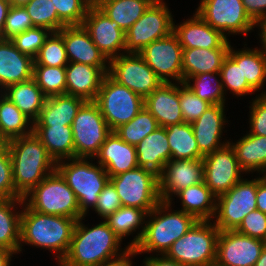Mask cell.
Returning <instances> with one entry per match:
<instances>
[{
    "label": "cell",
    "mask_w": 266,
    "mask_h": 266,
    "mask_svg": "<svg viewBox=\"0 0 266 266\" xmlns=\"http://www.w3.org/2000/svg\"><path fill=\"white\" fill-rule=\"evenodd\" d=\"M11 6H25L30 0H8Z\"/></svg>",
    "instance_id": "cell-62"
},
{
    "label": "cell",
    "mask_w": 266,
    "mask_h": 266,
    "mask_svg": "<svg viewBox=\"0 0 266 266\" xmlns=\"http://www.w3.org/2000/svg\"><path fill=\"white\" fill-rule=\"evenodd\" d=\"M90 6L97 5L98 0H85Z\"/></svg>",
    "instance_id": "cell-63"
},
{
    "label": "cell",
    "mask_w": 266,
    "mask_h": 266,
    "mask_svg": "<svg viewBox=\"0 0 266 266\" xmlns=\"http://www.w3.org/2000/svg\"><path fill=\"white\" fill-rule=\"evenodd\" d=\"M254 266H266V247L263 248L260 257Z\"/></svg>",
    "instance_id": "cell-61"
},
{
    "label": "cell",
    "mask_w": 266,
    "mask_h": 266,
    "mask_svg": "<svg viewBox=\"0 0 266 266\" xmlns=\"http://www.w3.org/2000/svg\"><path fill=\"white\" fill-rule=\"evenodd\" d=\"M229 144L235 151L240 168L244 172L266 171V137L247 133L236 143Z\"/></svg>",
    "instance_id": "cell-32"
},
{
    "label": "cell",
    "mask_w": 266,
    "mask_h": 266,
    "mask_svg": "<svg viewBox=\"0 0 266 266\" xmlns=\"http://www.w3.org/2000/svg\"><path fill=\"white\" fill-rule=\"evenodd\" d=\"M196 13L226 38L228 34L247 35L255 26L242 0H201Z\"/></svg>",
    "instance_id": "cell-14"
},
{
    "label": "cell",
    "mask_w": 266,
    "mask_h": 266,
    "mask_svg": "<svg viewBox=\"0 0 266 266\" xmlns=\"http://www.w3.org/2000/svg\"><path fill=\"white\" fill-rule=\"evenodd\" d=\"M203 161L204 183L216 196L229 191L242 179L241 173L244 171L230 144L205 155Z\"/></svg>",
    "instance_id": "cell-16"
},
{
    "label": "cell",
    "mask_w": 266,
    "mask_h": 266,
    "mask_svg": "<svg viewBox=\"0 0 266 266\" xmlns=\"http://www.w3.org/2000/svg\"><path fill=\"white\" fill-rule=\"evenodd\" d=\"M224 107L225 105H211L197 120L191 123L199 152L203 156L229 144V141L220 142L224 124L228 123L224 119Z\"/></svg>",
    "instance_id": "cell-23"
},
{
    "label": "cell",
    "mask_w": 266,
    "mask_h": 266,
    "mask_svg": "<svg viewBox=\"0 0 266 266\" xmlns=\"http://www.w3.org/2000/svg\"><path fill=\"white\" fill-rule=\"evenodd\" d=\"M155 0H98L97 7L126 32Z\"/></svg>",
    "instance_id": "cell-35"
},
{
    "label": "cell",
    "mask_w": 266,
    "mask_h": 266,
    "mask_svg": "<svg viewBox=\"0 0 266 266\" xmlns=\"http://www.w3.org/2000/svg\"><path fill=\"white\" fill-rule=\"evenodd\" d=\"M58 33L63 37L68 62L109 66L110 61H107L108 59L93 43L83 25L64 26Z\"/></svg>",
    "instance_id": "cell-20"
},
{
    "label": "cell",
    "mask_w": 266,
    "mask_h": 266,
    "mask_svg": "<svg viewBox=\"0 0 266 266\" xmlns=\"http://www.w3.org/2000/svg\"><path fill=\"white\" fill-rule=\"evenodd\" d=\"M250 108L249 134L266 137V93L253 99Z\"/></svg>",
    "instance_id": "cell-53"
},
{
    "label": "cell",
    "mask_w": 266,
    "mask_h": 266,
    "mask_svg": "<svg viewBox=\"0 0 266 266\" xmlns=\"http://www.w3.org/2000/svg\"><path fill=\"white\" fill-rule=\"evenodd\" d=\"M230 46L229 39H227L219 48L183 49V83L191 76L220 72L222 63L228 55Z\"/></svg>",
    "instance_id": "cell-28"
},
{
    "label": "cell",
    "mask_w": 266,
    "mask_h": 266,
    "mask_svg": "<svg viewBox=\"0 0 266 266\" xmlns=\"http://www.w3.org/2000/svg\"><path fill=\"white\" fill-rule=\"evenodd\" d=\"M86 102L81 97L61 94L46 97L33 127L72 126L80 107Z\"/></svg>",
    "instance_id": "cell-27"
},
{
    "label": "cell",
    "mask_w": 266,
    "mask_h": 266,
    "mask_svg": "<svg viewBox=\"0 0 266 266\" xmlns=\"http://www.w3.org/2000/svg\"><path fill=\"white\" fill-rule=\"evenodd\" d=\"M111 131L130 122L144 107V99L119 84L108 73L94 100Z\"/></svg>",
    "instance_id": "cell-8"
},
{
    "label": "cell",
    "mask_w": 266,
    "mask_h": 266,
    "mask_svg": "<svg viewBox=\"0 0 266 266\" xmlns=\"http://www.w3.org/2000/svg\"><path fill=\"white\" fill-rule=\"evenodd\" d=\"M2 91L4 92L2 94L12 101L33 123L38 119L46 96L33 78L12 84Z\"/></svg>",
    "instance_id": "cell-31"
},
{
    "label": "cell",
    "mask_w": 266,
    "mask_h": 266,
    "mask_svg": "<svg viewBox=\"0 0 266 266\" xmlns=\"http://www.w3.org/2000/svg\"><path fill=\"white\" fill-rule=\"evenodd\" d=\"M122 207L119 195L113 183L109 180L98 196V201L94 211L104 218V220Z\"/></svg>",
    "instance_id": "cell-52"
},
{
    "label": "cell",
    "mask_w": 266,
    "mask_h": 266,
    "mask_svg": "<svg viewBox=\"0 0 266 266\" xmlns=\"http://www.w3.org/2000/svg\"><path fill=\"white\" fill-rule=\"evenodd\" d=\"M13 254V251L0 247V266H10Z\"/></svg>",
    "instance_id": "cell-60"
},
{
    "label": "cell",
    "mask_w": 266,
    "mask_h": 266,
    "mask_svg": "<svg viewBox=\"0 0 266 266\" xmlns=\"http://www.w3.org/2000/svg\"><path fill=\"white\" fill-rule=\"evenodd\" d=\"M138 167L147 168L159 175L171 160L166 128L159 127L147 135L137 146Z\"/></svg>",
    "instance_id": "cell-29"
},
{
    "label": "cell",
    "mask_w": 266,
    "mask_h": 266,
    "mask_svg": "<svg viewBox=\"0 0 266 266\" xmlns=\"http://www.w3.org/2000/svg\"><path fill=\"white\" fill-rule=\"evenodd\" d=\"M241 72L248 85L256 92L264 86L266 79V52L261 49L241 51Z\"/></svg>",
    "instance_id": "cell-42"
},
{
    "label": "cell",
    "mask_w": 266,
    "mask_h": 266,
    "mask_svg": "<svg viewBox=\"0 0 266 266\" xmlns=\"http://www.w3.org/2000/svg\"><path fill=\"white\" fill-rule=\"evenodd\" d=\"M23 199L31 210L42 214L76 220L83 217L75 193L57 170L45 177Z\"/></svg>",
    "instance_id": "cell-6"
},
{
    "label": "cell",
    "mask_w": 266,
    "mask_h": 266,
    "mask_svg": "<svg viewBox=\"0 0 266 266\" xmlns=\"http://www.w3.org/2000/svg\"><path fill=\"white\" fill-rule=\"evenodd\" d=\"M122 206L143 209L147 213L161 201L158 175L147 168L133 170L110 177Z\"/></svg>",
    "instance_id": "cell-9"
},
{
    "label": "cell",
    "mask_w": 266,
    "mask_h": 266,
    "mask_svg": "<svg viewBox=\"0 0 266 266\" xmlns=\"http://www.w3.org/2000/svg\"><path fill=\"white\" fill-rule=\"evenodd\" d=\"M220 77L223 90L227 89L236 96H245L255 92L247 83L246 78H243L241 72V51L233 50L230 46L228 55L225 57L220 69Z\"/></svg>",
    "instance_id": "cell-39"
},
{
    "label": "cell",
    "mask_w": 266,
    "mask_h": 266,
    "mask_svg": "<svg viewBox=\"0 0 266 266\" xmlns=\"http://www.w3.org/2000/svg\"><path fill=\"white\" fill-rule=\"evenodd\" d=\"M109 177L138 167L136 147L123 141L112 131L95 156Z\"/></svg>",
    "instance_id": "cell-24"
},
{
    "label": "cell",
    "mask_w": 266,
    "mask_h": 266,
    "mask_svg": "<svg viewBox=\"0 0 266 266\" xmlns=\"http://www.w3.org/2000/svg\"><path fill=\"white\" fill-rule=\"evenodd\" d=\"M82 25L108 61L126 53L125 32L96 5L89 6ZM120 50L124 52L121 53Z\"/></svg>",
    "instance_id": "cell-18"
},
{
    "label": "cell",
    "mask_w": 266,
    "mask_h": 266,
    "mask_svg": "<svg viewBox=\"0 0 266 266\" xmlns=\"http://www.w3.org/2000/svg\"><path fill=\"white\" fill-rule=\"evenodd\" d=\"M33 79L46 97L66 94V67L33 65Z\"/></svg>",
    "instance_id": "cell-43"
},
{
    "label": "cell",
    "mask_w": 266,
    "mask_h": 266,
    "mask_svg": "<svg viewBox=\"0 0 266 266\" xmlns=\"http://www.w3.org/2000/svg\"><path fill=\"white\" fill-rule=\"evenodd\" d=\"M58 18L66 25H82L89 4L85 0H52Z\"/></svg>",
    "instance_id": "cell-48"
},
{
    "label": "cell",
    "mask_w": 266,
    "mask_h": 266,
    "mask_svg": "<svg viewBox=\"0 0 266 266\" xmlns=\"http://www.w3.org/2000/svg\"><path fill=\"white\" fill-rule=\"evenodd\" d=\"M203 159L169 160L158 175L161 201L172 203L173 194L204 182Z\"/></svg>",
    "instance_id": "cell-19"
},
{
    "label": "cell",
    "mask_w": 266,
    "mask_h": 266,
    "mask_svg": "<svg viewBox=\"0 0 266 266\" xmlns=\"http://www.w3.org/2000/svg\"><path fill=\"white\" fill-rule=\"evenodd\" d=\"M22 198L13 181L12 163L6 143L0 144V199Z\"/></svg>",
    "instance_id": "cell-50"
},
{
    "label": "cell",
    "mask_w": 266,
    "mask_h": 266,
    "mask_svg": "<svg viewBox=\"0 0 266 266\" xmlns=\"http://www.w3.org/2000/svg\"><path fill=\"white\" fill-rule=\"evenodd\" d=\"M10 7L11 5L8 0H0V39H2L5 20Z\"/></svg>",
    "instance_id": "cell-58"
},
{
    "label": "cell",
    "mask_w": 266,
    "mask_h": 266,
    "mask_svg": "<svg viewBox=\"0 0 266 266\" xmlns=\"http://www.w3.org/2000/svg\"><path fill=\"white\" fill-rule=\"evenodd\" d=\"M179 86V103L182 110L184 122L192 123L197 120L209 106L210 103L200 99L185 83Z\"/></svg>",
    "instance_id": "cell-46"
},
{
    "label": "cell",
    "mask_w": 266,
    "mask_h": 266,
    "mask_svg": "<svg viewBox=\"0 0 266 266\" xmlns=\"http://www.w3.org/2000/svg\"><path fill=\"white\" fill-rule=\"evenodd\" d=\"M51 31L43 27H32L19 35H16L11 41L16 48L33 59L38 55L40 48Z\"/></svg>",
    "instance_id": "cell-47"
},
{
    "label": "cell",
    "mask_w": 266,
    "mask_h": 266,
    "mask_svg": "<svg viewBox=\"0 0 266 266\" xmlns=\"http://www.w3.org/2000/svg\"><path fill=\"white\" fill-rule=\"evenodd\" d=\"M257 210L266 214V178L258 177L257 195H256Z\"/></svg>",
    "instance_id": "cell-56"
},
{
    "label": "cell",
    "mask_w": 266,
    "mask_h": 266,
    "mask_svg": "<svg viewBox=\"0 0 266 266\" xmlns=\"http://www.w3.org/2000/svg\"><path fill=\"white\" fill-rule=\"evenodd\" d=\"M66 160L69 162L66 163ZM88 160L89 158H70L65 159V162H56V170L75 193L83 217L86 216L89 207H96L99 194L110 180L100 164L95 165Z\"/></svg>",
    "instance_id": "cell-5"
},
{
    "label": "cell",
    "mask_w": 266,
    "mask_h": 266,
    "mask_svg": "<svg viewBox=\"0 0 266 266\" xmlns=\"http://www.w3.org/2000/svg\"><path fill=\"white\" fill-rule=\"evenodd\" d=\"M10 153L15 191L26 196L45 177L56 170V162L32 132L6 142Z\"/></svg>",
    "instance_id": "cell-1"
},
{
    "label": "cell",
    "mask_w": 266,
    "mask_h": 266,
    "mask_svg": "<svg viewBox=\"0 0 266 266\" xmlns=\"http://www.w3.org/2000/svg\"><path fill=\"white\" fill-rule=\"evenodd\" d=\"M137 254L138 252L135 248L126 246L121 255L106 260L99 266H132L133 261H131V258Z\"/></svg>",
    "instance_id": "cell-55"
},
{
    "label": "cell",
    "mask_w": 266,
    "mask_h": 266,
    "mask_svg": "<svg viewBox=\"0 0 266 266\" xmlns=\"http://www.w3.org/2000/svg\"><path fill=\"white\" fill-rule=\"evenodd\" d=\"M207 266H220V265H218V264L215 262V263L209 264V265H207Z\"/></svg>",
    "instance_id": "cell-64"
},
{
    "label": "cell",
    "mask_w": 266,
    "mask_h": 266,
    "mask_svg": "<svg viewBox=\"0 0 266 266\" xmlns=\"http://www.w3.org/2000/svg\"><path fill=\"white\" fill-rule=\"evenodd\" d=\"M171 160L203 159L191 123L182 122L166 127Z\"/></svg>",
    "instance_id": "cell-37"
},
{
    "label": "cell",
    "mask_w": 266,
    "mask_h": 266,
    "mask_svg": "<svg viewBox=\"0 0 266 266\" xmlns=\"http://www.w3.org/2000/svg\"><path fill=\"white\" fill-rule=\"evenodd\" d=\"M220 72L203 73L189 77L184 83L188 86L200 99H203L211 105H224L225 92L223 90ZM194 81L192 84L190 81Z\"/></svg>",
    "instance_id": "cell-40"
},
{
    "label": "cell",
    "mask_w": 266,
    "mask_h": 266,
    "mask_svg": "<svg viewBox=\"0 0 266 266\" xmlns=\"http://www.w3.org/2000/svg\"><path fill=\"white\" fill-rule=\"evenodd\" d=\"M242 3L246 13L254 22L266 15V0H242Z\"/></svg>",
    "instance_id": "cell-54"
},
{
    "label": "cell",
    "mask_w": 266,
    "mask_h": 266,
    "mask_svg": "<svg viewBox=\"0 0 266 266\" xmlns=\"http://www.w3.org/2000/svg\"><path fill=\"white\" fill-rule=\"evenodd\" d=\"M108 74L143 99L163 83L139 53H124L111 59Z\"/></svg>",
    "instance_id": "cell-13"
},
{
    "label": "cell",
    "mask_w": 266,
    "mask_h": 266,
    "mask_svg": "<svg viewBox=\"0 0 266 266\" xmlns=\"http://www.w3.org/2000/svg\"><path fill=\"white\" fill-rule=\"evenodd\" d=\"M171 205L170 202L160 201L148 213L147 217L150 220L146 221L143 235L134 247L139 254L143 252L166 254L171 245L198 222L194 216L182 210L171 212Z\"/></svg>",
    "instance_id": "cell-4"
},
{
    "label": "cell",
    "mask_w": 266,
    "mask_h": 266,
    "mask_svg": "<svg viewBox=\"0 0 266 266\" xmlns=\"http://www.w3.org/2000/svg\"><path fill=\"white\" fill-rule=\"evenodd\" d=\"M173 17L163 0H155L125 32L126 53H139L153 41L173 32Z\"/></svg>",
    "instance_id": "cell-12"
},
{
    "label": "cell",
    "mask_w": 266,
    "mask_h": 266,
    "mask_svg": "<svg viewBox=\"0 0 266 266\" xmlns=\"http://www.w3.org/2000/svg\"><path fill=\"white\" fill-rule=\"evenodd\" d=\"M15 204L23 207L24 199H0V247L16 254L22 251L23 245L20 244L22 212H16Z\"/></svg>",
    "instance_id": "cell-33"
},
{
    "label": "cell",
    "mask_w": 266,
    "mask_h": 266,
    "mask_svg": "<svg viewBox=\"0 0 266 266\" xmlns=\"http://www.w3.org/2000/svg\"><path fill=\"white\" fill-rule=\"evenodd\" d=\"M145 258L143 266H184L177 261L168 258L165 254L158 257V255Z\"/></svg>",
    "instance_id": "cell-57"
},
{
    "label": "cell",
    "mask_w": 266,
    "mask_h": 266,
    "mask_svg": "<svg viewBox=\"0 0 266 266\" xmlns=\"http://www.w3.org/2000/svg\"><path fill=\"white\" fill-rule=\"evenodd\" d=\"M263 177L266 178V171L263 173Z\"/></svg>",
    "instance_id": "cell-65"
},
{
    "label": "cell",
    "mask_w": 266,
    "mask_h": 266,
    "mask_svg": "<svg viewBox=\"0 0 266 266\" xmlns=\"http://www.w3.org/2000/svg\"><path fill=\"white\" fill-rule=\"evenodd\" d=\"M255 25L260 27L261 31H260V40L262 46V50L266 52V15L260 17L256 22Z\"/></svg>",
    "instance_id": "cell-59"
},
{
    "label": "cell",
    "mask_w": 266,
    "mask_h": 266,
    "mask_svg": "<svg viewBox=\"0 0 266 266\" xmlns=\"http://www.w3.org/2000/svg\"><path fill=\"white\" fill-rule=\"evenodd\" d=\"M257 185L258 177H242L229 191L217 196L214 224L220 231L235 230L247 214L257 209Z\"/></svg>",
    "instance_id": "cell-11"
},
{
    "label": "cell",
    "mask_w": 266,
    "mask_h": 266,
    "mask_svg": "<svg viewBox=\"0 0 266 266\" xmlns=\"http://www.w3.org/2000/svg\"><path fill=\"white\" fill-rule=\"evenodd\" d=\"M159 127L157 120L143 107L135 118L121 125L114 132L123 141L136 147L147 135Z\"/></svg>",
    "instance_id": "cell-41"
},
{
    "label": "cell",
    "mask_w": 266,
    "mask_h": 266,
    "mask_svg": "<svg viewBox=\"0 0 266 266\" xmlns=\"http://www.w3.org/2000/svg\"><path fill=\"white\" fill-rule=\"evenodd\" d=\"M21 210L20 244H29L58 254L59 264L67 255L77 220L69 217L42 214L25 203Z\"/></svg>",
    "instance_id": "cell-2"
},
{
    "label": "cell",
    "mask_w": 266,
    "mask_h": 266,
    "mask_svg": "<svg viewBox=\"0 0 266 266\" xmlns=\"http://www.w3.org/2000/svg\"><path fill=\"white\" fill-rule=\"evenodd\" d=\"M147 215L148 213L143 209L122 206L109 215L104 221L121 240L125 236L132 234L133 231L135 232L141 225L142 230L137 233L131 243H128V247L134 248L143 235L145 226L142 225L146 223L145 218Z\"/></svg>",
    "instance_id": "cell-38"
},
{
    "label": "cell",
    "mask_w": 266,
    "mask_h": 266,
    "mask_svg": "<svg viewBox=\"0 0 266 266\" xmlns=\"http://www.w3.org/2000/svg\"><path fill=\"white\" fill-rule=\"evenodd\" d=\"M34 59L20 52L11 40L0 39V88L33 78Z\"/></svg>",
    "instance_id": "cell-25"
},
{
    "label": "cell",
    "mask_w": 266,
    "mask_h": 266,
    "mask_svg": "<svg viewBox=\"0 0 266 266\" xmlns=\"http://www.w3.org/2000/svg\"><path fill=\"white\" fill-rule=\"evenodd\" d=\"M179 84L163 82L144 99V107L160 127L166 128L184 122L179 103Z\"/></svg>",
    "instance_id": "cell-21"
},
{
    "label": "cell",
    "mask_w": 266,
    "mask_h": 266,
    "mask_svg": "<svg viewBox=\"0 0 266 266\" xmlns=\"http://www.w3.org/2000/svg\"><path fill=\"white\" fill-rule=\"evenodd\" d=\"M32 132L33 122L12 101L0 93V144Z\"/></svg>",
    "instance_id": "cell-36"
},
{
    "label": "cell",
    "mask_w": 266,
    "mask_h": 266,
    "mask_svg": "<svg viewBox=\"0 0 266 266\" xmlns=\"http://www.w3.org/2000/svg\"><path fill=\"white\" fill-rule=\"evenodd\" d=\"M34 27L24 6H11L5 20L3 40H11L16 35Z\"/></svg>",
    "instance_id": "cell-49"
},
{
    "label": "cell",
    "mask_w": 266,
    "mask_h": 266,
    "mask_svg": "<svg viewBox=\"0 0 266 266\" xmlns=\"http://www.w3.org/2000/svg\"><path fill=\"white\" fill-rule=\"evenodd\" d=\"M83 218L77 220L69 251L59 266H99L122 254V240L105 221L88 228Z\"/></svg>",
    "instance_id": "cell-3"
},
{
    "label": "cell",
    "mask_w": 266,
    "mask_h": 266,
    "mask_svg": "<svg viewBox=\"0 0 266 266\" xmlns=\"http://www.w3.org/2000/svg\"><path fill=\"white\" fill-rule=\"evenodd\" d=\"M176 195L181 200V210L198 221H211L214 218L217 196L204 182L189 186Z\"/></svg>",
    "instance_id": "cell-30"
},
{
    "label": "cell",
    "mask_w": 266,
    "mask_h": 266,
    "mask_svg": "<svg viewBox=\"0 0 266 266\" xmlns=\"http://www.w3.org/2000/svg\"><path fill=\"white\" fill-rule=\"evenodd\" d=\"M173 32L183 49L219 48L228 39L219 30L207 24L196 12L180 25L173 23Z\"/></svg>",
    "instance_id": "cell-26"
},
{
    "label": "cell",
    "mask_w": 266,
    "mask_h": 266,
    "mask_svg": "<svg viewBox=\"0 0 266 266\" xmlns=\"http://www.w3.org/2000/svg\"><path fill=\"white\" fill-rule=\"evenodd\" d=\"M33 133L55 162L74 158L72 126L33 127Z\"/></svg>",
    "instance_id": "cell-34"
},
{
    "label": "cell",
    "mask_w": 266,
    "mask_h": 266,
    "mask_svg": "<svg viewBox=\"0 0 266 266\" xmlns=\"http://www.w3.org/2000/svg\"><path fill=\"white\" fill-rule=\"evenodd\" d=\"M109 66L69 62L66 66V94L94 101Z\"/></svg>",
    "instance_id": "cell-22"
},
{
    "label": "cell",
    "mask_w": 266,
    "mask_h": 266,
    "mask_svg": "<svg viewBox=\"0 0 266 266\" xmlns=\"http://www.w3.org/2000/svg\"><path fill=\"white\" fill-rule=\"evenodd\" d=\"M74 158H95L112 132L94 101H86L72 123Z\"/></svg>",
    "instance_id": "cell-10"
},
{
    "label": "cell",
    "mask_w": 266,
    "mask_h": 266,
    "mask_svg": "<svg viewBox=\"0 0 266 266\" xmlns=\"http://www.w3.org/2000/svg\"><path fill=\"white\" fill-rule=\"evenodd\" d=\"M265 247L264 241L235 230L220 231L216 263L220 266H254Z\"/></svg>",
    "instance_id": "cell-17"
},
{
    "label": "cell",
    "mask_w": 266,
    "mask_h": 266,
    "mask_svg": "<svg viewBox=\"0 0 266 266\" xmlns=\"http://www.w3.org/2000/svg\"><path fill=\"white\" fill-rule=\"evenodd\" d=\"M34 27L59 32L66 26L59 18L52 0H30L25 6Z\"/></svg>",
    "instance_id": "cell-44"
},
{
    "label": "cell",
    "mask_w": 266,
    "mask_h": 266,
    "mask_svg": "<svg viewBox=\"0 0 266 266\" xmlns=\"http://www.w3.org/2000/svg\"><path fill=\"white\" fill-rule=\"evenodd\" d=\"M219 232L214 222L198 221L171 245L165 255L184 266H207L215 263Z\"/></svg>",
    "instance_id": "cell-7"
},
{
    "label": "cell",
    "mask_w": 266,
    "mask_h": 266,
    "mask_svg": "<svg viewBox=\"0 0 266 266\" xmlns=\"http://www.w3.org/2000/svg\"><path fill=\"white\" fill-rule=\"evenodd\" d=\"M235 231L264 241L266 239V214L257 209L250 212Z\"/></svg>",
    "instance_id": "cell-51"
},
{
    "label": "cell",
    "mask_w": 266,
    "mask_h": 266,
    "mask_svg": "<svg viewBox=\"0 0 266 266\" xmlns=\"http://www.w3.org/2000/svg\"><path fill=\"white\" fill-rule=\"evenodd\" d=\"M68 63L63 37L58 32H51L34 58L33 65L66 67Z\"/></svg>",
    "instance_id": "cell-45"
},
{
    "label": "cell",
    "mask_w": 266,
    "mask_h": 266,
    "mask_svg": "<svg viewBox=\"0 0 266 266\" xmlns=\"http://www.w3.org/2000/svg\"><path fill=\"white\" fill-rule=\"evenodd\" d=\"M182 52L183 48L176 34L171 32L166 37L153 41L139 54L163 82L172 83L173 79L181 84L183 83Z\"/></svg>",
    "instance_id": "cell-15"
}]
</instances>
